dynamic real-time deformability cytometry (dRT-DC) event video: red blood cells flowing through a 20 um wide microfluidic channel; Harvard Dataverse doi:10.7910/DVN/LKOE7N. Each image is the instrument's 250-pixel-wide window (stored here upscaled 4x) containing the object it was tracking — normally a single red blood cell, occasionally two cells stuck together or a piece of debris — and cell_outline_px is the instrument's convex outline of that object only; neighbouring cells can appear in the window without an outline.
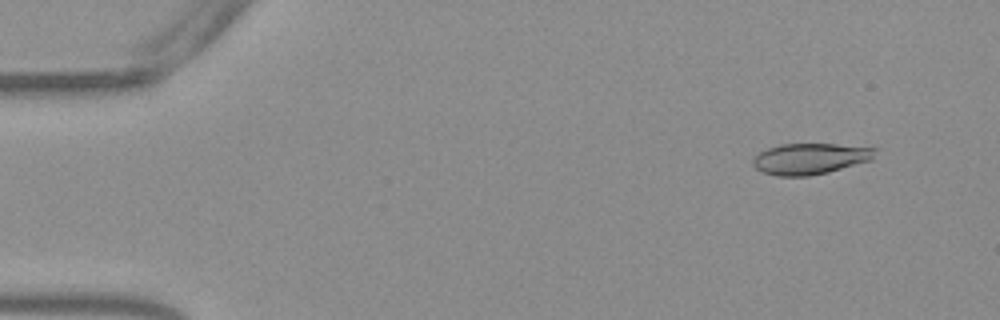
{"species": "Egyptian fruit bat (a non-hibernating species)", "species_latin": "Rousettus aegyptiacus", "temperature_condition": "warm", "stored_images_in_passage": 53, "camera_frame_rate_fps": 3000, "um_per_image_px": 0.085, "frame": {"image": 1, "passage_image": 5, "time_ms": 1.333, "image_size_px": [1000, 320], "cell_outline_px": [[880, 148], [872, 160], [828, 172], [808, 176], [776, 176], [764, 172], [756, 168], [752, 164], [752, 160], [760, 152], [768, 148], [780, 144], [836, 144]], "centroid_in_image_um": [68.91, 13.48], "position_along_channel_um": 16.1, "area_um2": 22.2}}
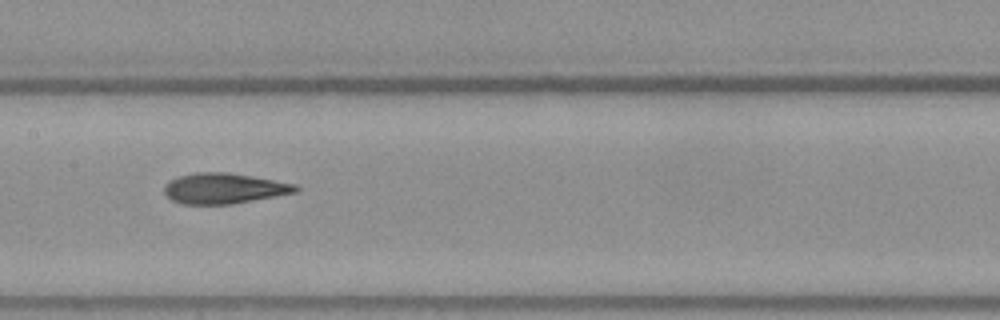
{"frame": {"image": 2, "passage_image": 27, "time_ms": 8.667, "image_size_px": [1000, 320], "cell_outline_px": [[300, 188], [296, 192], [276, 196], [232, 204], [184, 204], [172, 200], [164, 192], [164, 184], [168, 180], [176, 176], [196, 172], [228, 172], [252, 176], [296, 184]], "centroid_in_image_um": [19.01, 16.0], "position_along_channel_um": 188.4, "area_um2": 23.47}}
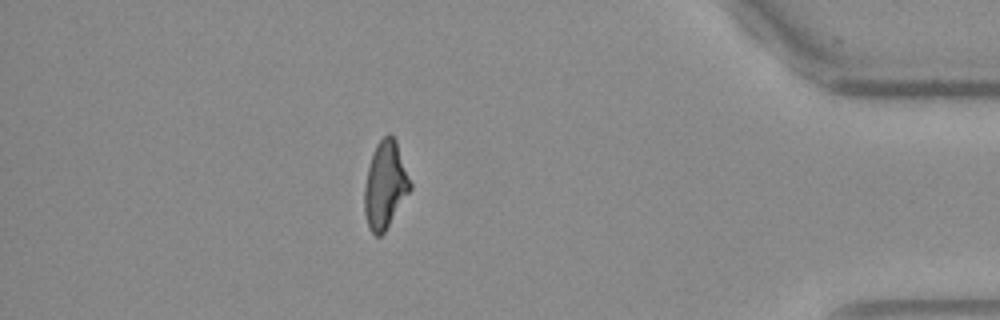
{"frame": {"image": 3, "passage_image": 47, "time_ms": 15.333, "image_size_px": [1000, 320], "cell_outline_px": [[412, 188], [384, 232], [380, 236], [376, 236], [368, 228], [364, 212], [364, 188], [368, 168], [372, 152], [376, 144], [388, 132], [396, 140], [412, 184]], "centroid_in_image_um": [32.73, 15.72], "position_along_channel_um": 402.5, "area_um2": 23.24}, "authors_computed_cell_mechanics": {"area_um2": 23.3512, "velocity_mm_per_s": 3.8339, "shape_relaxation_time_tau1_ms": 8.0266, "shape_relaxation_time_tau2_ms": 2.2729, "deformation_change_tau1": 0.2353, "deformation_change_tau2": 0.0973}}